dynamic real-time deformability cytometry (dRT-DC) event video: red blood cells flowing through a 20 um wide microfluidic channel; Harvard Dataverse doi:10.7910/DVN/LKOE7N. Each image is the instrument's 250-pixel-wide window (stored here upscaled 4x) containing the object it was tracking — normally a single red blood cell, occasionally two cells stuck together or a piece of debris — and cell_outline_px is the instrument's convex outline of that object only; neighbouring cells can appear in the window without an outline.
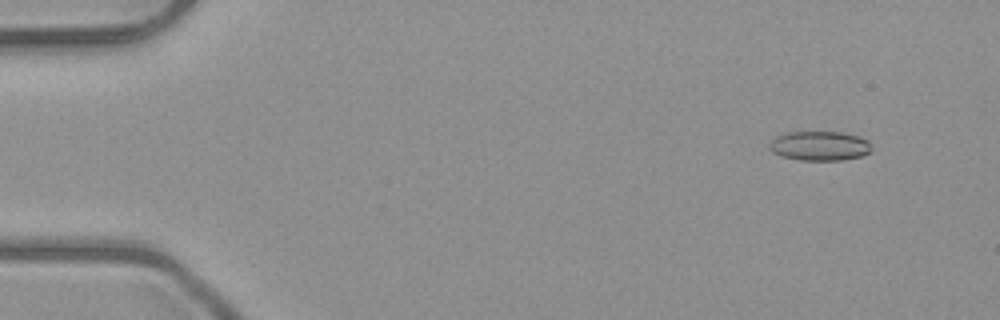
{"species": "common noctule bat (a hibernating species)", "species_latin": "Nyctalus noctula", "temperature_condition": "room temperature", "stored_images_in_passage": 51, "camera_frame_rate_fps": 3000, "um_per_image_px": 0.085, "animal": {"sex": "male", "body_mass_g": 23.1, "forearm_length_mm": 52.7}, "frame": {"image": 1, "passage_image": 5, "time_ms": 1.333, "image_size_px": [1000, 320], "cell_outline_px": [[872, 152], [864, 156], [844, 160], [800, 160], [780, 156], [772, 152], [768, 148], [768, 144], [776, 136], [784, 132], [844, 132], [860, 136], [868, 140], [872, 148]], "centroid_in_image_um": [69.69, 12.4], "position_along_channel_um": 15.3, "area_um2": 17.98}}
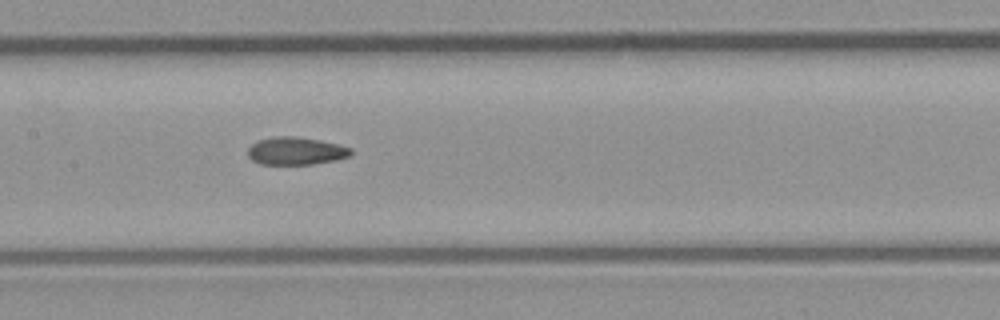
{"frame": {"image": 2, "passage_image": 26, "time_ms": 8.333, "image_size_px": [1000, 320], "cell_outline_px": [[352, 152], [348, 156], [336, 160], [312, 164], [260, 164], [252, 160], [248, 156], [248, 148], [252, 144], [260, 140], [276, 136], [296, 136], [320, 140], [340, 144], [352, 148]], "centroid_in_image_um": [25.16, 12.83], "position_along_channel_um": 182.2, "area_um2": 16.65}}
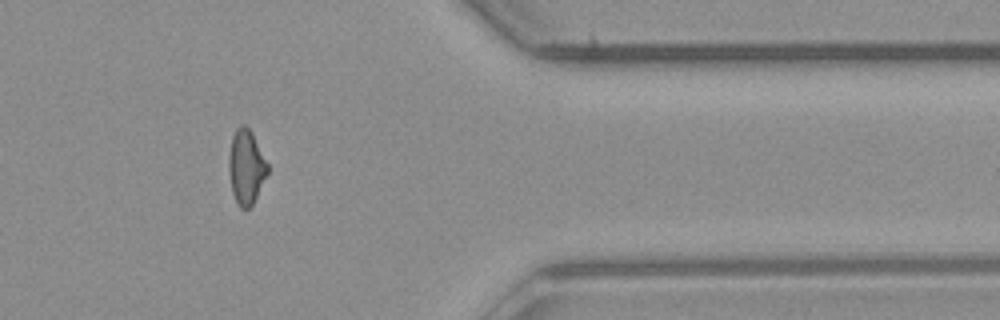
{"frame": {"image": 3, "passage_image": 43, "time_ms": 14.0, "image_size_px": [1000, 320], "cell_outline_px": [[268, 172], [252, 204], [248, 208], [240, 208], [232, 192], [228, 168], [228, 160], [232, 136], [236, 128], [240, 124], [244, 124], [252, 132], [268, 164]], "centroid_in_image_um": [20.91, 14.15], "position_along_channel_um": 390.5, "area_um2": 16.65}, "authors_computed_cell_mechanics": {"area_um2": 17.051, "velocity_mm_per_s": 4.0464, "shape_relaxation_time_tau1_ms": null, "shape_relaxation_time_tau2_ms": 3.3116, "deformation_change_tau1": null, "deformation_change_tau2": 0.1104}}